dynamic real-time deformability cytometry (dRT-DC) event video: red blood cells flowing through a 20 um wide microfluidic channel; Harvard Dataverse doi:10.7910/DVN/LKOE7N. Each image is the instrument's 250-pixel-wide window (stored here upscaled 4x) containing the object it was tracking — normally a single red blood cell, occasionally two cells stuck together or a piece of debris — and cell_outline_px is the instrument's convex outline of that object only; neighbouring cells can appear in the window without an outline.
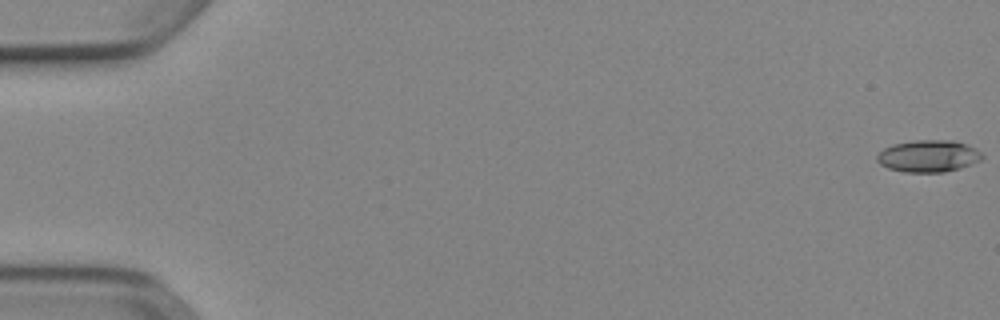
{"species": "Egyptian fruit bat (a non-hibernating species)", "species_latin": "Rousettus aegyptiacus", "temperature_condition": "cold", "stored_images_in_passage": 8, "camera_frame_rate_fps": 3000, "um_per_image_px": 0.085, "animal": {"sex": "female"}, "frame": {"image": 1, "passage_image": 1, "time_ms": 0.0, "image_size_px": [1000, 320], "cell_outline_px": [[984, 156], [980, 160], [972, 164], [960, 168], [944, 172], [904, 172], [888, 168], [880, 164], [876, 160], [876, 156], [884, 148], [896, 144], [916, 140], [952, 140], [976, 148]], "centroid_in_image_um": [78.92, 13.27], "position_along_channel_um": 6.1, "area_um2": 19.48}}